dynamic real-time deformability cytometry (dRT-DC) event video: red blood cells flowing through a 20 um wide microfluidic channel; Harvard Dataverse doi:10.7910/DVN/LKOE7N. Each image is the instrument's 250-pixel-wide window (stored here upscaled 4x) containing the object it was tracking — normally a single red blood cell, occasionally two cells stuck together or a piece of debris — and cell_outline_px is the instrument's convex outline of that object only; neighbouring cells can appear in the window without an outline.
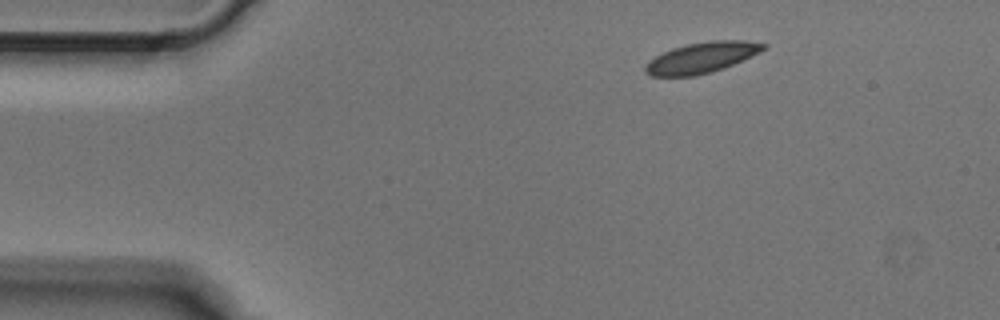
{"species": "Egyptian fruit bat (a non-hibernating species)", "species_latin": "Rousettus aegyptiacus", "temperature_condition": "cold", "stored_images_in_passage": 3, "camera_frame_rate_fps": 3000, "um_per_image_px": 0.085, "animal": {"sex": "male"}, "frame": {"image": 1, "passage_image": 1, "time_ms": 0.0, "image_size_px": [1000, 320], "cell_outline_px": [[768, 44], [764, 48], [744, 60], [724, 68], [712, 72], [696, 76], [652, 76], [644, 72], [644, 68], [648, 60], [672, 48], [688, 44], [712, 40], [744, 40]], "centroid_in_image_um": [59.62, 4.9], "position_along_channel_um": 25.4, "area_um2": 21.1}}
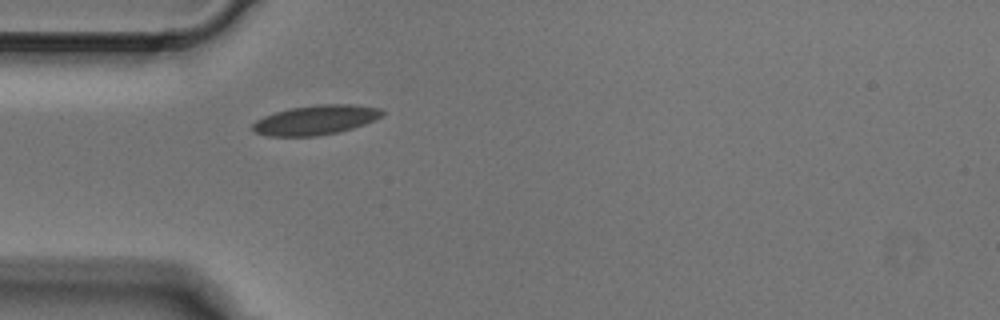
{"frame": {"image": 2, "passage_image": 3, "time_ms": 0.667, "image_size_px": [1000, 320], "cell_outline_px": [[384, 112], [380, 116], [364, 124], [352, 128], [336, 132], [316, 136], [264, 136], [256, 132], [252, 128], [252, 124], [256, 120], [264, 116], [276, 112], [292, 108], [320, 104], [356, 104], [380, 108]], "centroid_in_image_um": [26.81, 10.19], "position_along_channel_um": 58.2, "area_um2": 22.08}}